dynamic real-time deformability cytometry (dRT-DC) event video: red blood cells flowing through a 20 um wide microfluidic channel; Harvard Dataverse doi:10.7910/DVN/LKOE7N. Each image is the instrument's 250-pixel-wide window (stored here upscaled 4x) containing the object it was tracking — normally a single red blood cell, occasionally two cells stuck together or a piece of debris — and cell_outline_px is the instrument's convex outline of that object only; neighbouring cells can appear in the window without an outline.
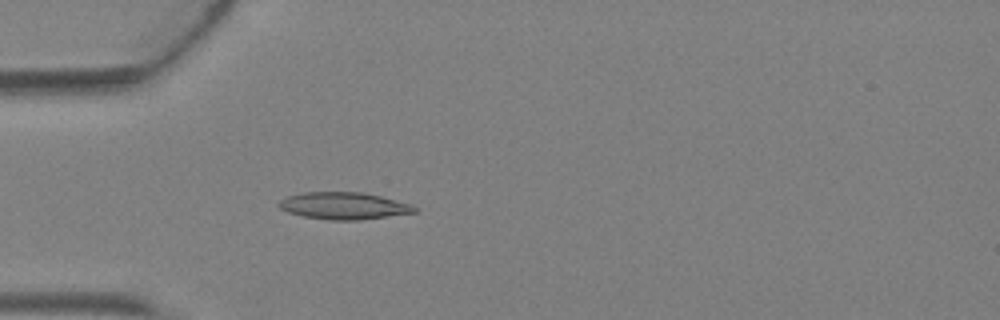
{"species": "Egyptian fruit bat (a non-hibernating species)", "species_latin": "Rousettus aegyptiacus", "temperature_condition": "warm", "stored_images_in_passage": 3, "camera_frame_rate_fps": 3000, "um_per_image_px": 0.085, "animal": {"sex": "female"}, "frame": {"image": 1, "passage_image": 3, "time_ms": 0.667, "image_size_px": [1000, 320], "cell_outline_px": [[420, 208], [416, 212], [360, 220], [328, 220], [304, 216], [288, 212], [280, 208], [276, 204], [280, 200], [288, 196], [304, 192], [364, 192], [412, 204]], "centroid_in_image_um": [29.24, 17.49], "position_along_channel_um": 55.8, "area_um2": 21.44}}